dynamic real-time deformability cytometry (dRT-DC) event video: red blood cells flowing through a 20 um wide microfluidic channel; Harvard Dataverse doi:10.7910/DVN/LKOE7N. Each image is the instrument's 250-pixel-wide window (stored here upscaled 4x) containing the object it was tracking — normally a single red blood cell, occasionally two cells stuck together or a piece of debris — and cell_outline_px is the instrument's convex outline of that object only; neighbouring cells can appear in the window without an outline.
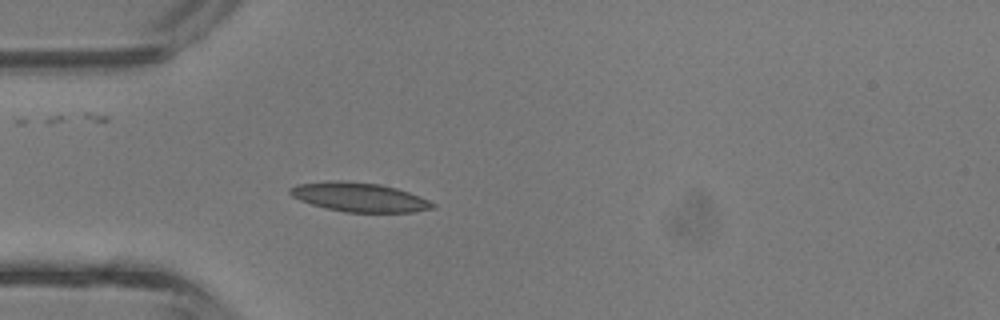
{"species": "common noctule bat (a hibernating species)", "species_latin": "Nyctalus noctula", "temperature_condition": "room temperature", "stored_images_in_passage": 31, "camera_frame_rate_fps": 3000, "um_per_image_px": 0.085, "animal": {"sex": "male", "body_mass_g": 13.3}, "frame": {"image": 1, "passage_image": 1, "time_ms": 0.0, "image_size_px": [1000, 320], "cell_outline_px": [[436, 208], [412, 212], [344, 212], [324, 208], [300, 200], [292, 196], [288, 192], [288, 188], [296, 184], [336, 180], [380, 184], [396, 188], [408, 192], [428, 200], [436, 204]], "centroid_in_image_um": [30.52, 16.76], "position_along_channel_um": 54.5, "area_um2": 24.16}}
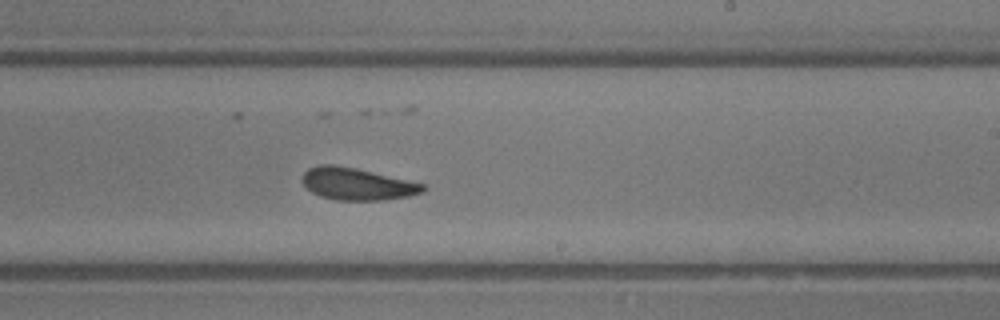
{"frame": {"image": 2, "passage_image": 14, "time_ms": 4.333, "image_size_px": [1000, 320], "cell_outline_px": [[428, 188], [424, 192], [408, 196], [384, 200], [336, 200], [320, 196], [312, 192], [300, 180], [304, 172], [308, 168], [320, 164], [332, 164], [356, 168], [428, 184]], "centroid_in_image_um": [30.39, 15.63], "position_along_channel_um": 258.6, "area_um2": 22.89}}
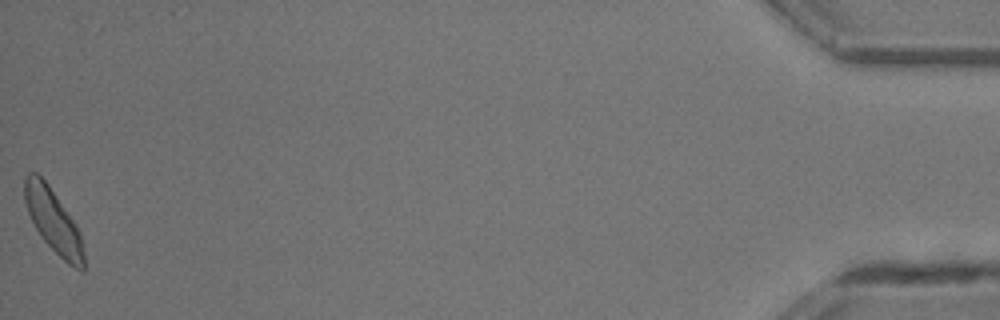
{"frame": {"image": 3, "passage_image": 31, "time_ms": 10.0, "image_size_px": [1000, 320], "cell_outline_px": [[84, 272], [80, 272], [68, 264], [40, 236], [28, 212], [24, 200], [24, 176], [28, 172], [36, 172], [48, 184], [76, 224], [80, 232], [84, 252]], "centroid_in_image_um": [4.54, 18.78], "position_along_channel_um": 430.7, "area_um2": 21.79}, "authors_computed_cell_mechanics": {"area_um2": 22.5998, "velocity_mm_per_s": 4.8597, "shape_relaxation_time_tau1_ms": 1.879, "shape_relaxation_time_tau2_ms": 2.5845, "deformation_change_tau1": 0.0912, "deformation_change_tau2": 0.0894}}